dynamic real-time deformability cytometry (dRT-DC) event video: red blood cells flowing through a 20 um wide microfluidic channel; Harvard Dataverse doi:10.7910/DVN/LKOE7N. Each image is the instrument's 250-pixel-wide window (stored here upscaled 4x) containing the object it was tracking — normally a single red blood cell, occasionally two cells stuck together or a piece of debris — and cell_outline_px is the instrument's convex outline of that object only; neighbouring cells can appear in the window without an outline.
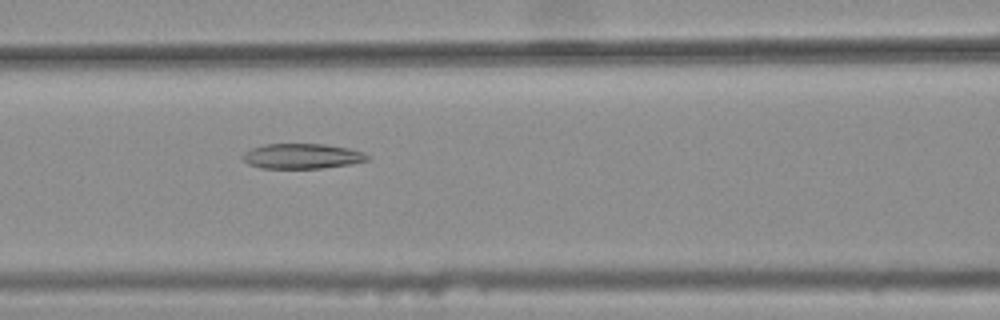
{"species": "common noctule bat (a hibernating species)", "species_latin": "Nyctalus noctula", "temperature_condition": "warm", "stored_images_in_passage": 34, "camera_frame_rate_fps": 3000, "um_per_image_px": 0.085, "animal": {"sex": "female", "body_mass_g": 25.1}, "frame": {"image": 1, "passage_image": 9, "time_ms": 2.667, "image_size_px": [1000, 320], "cell_outline_px": [[368, 160], [352, 164], [320, 168], [260, 168], [248, 164], [240, 156], [244, 152], [252, 148], [264, 144], [324, 144], [348, 148], [364, 152], [368, 156]], "centroid_in_image_um": [25.65, 13.27], "position_along_channel_um": 141.0, "area_um2": 18.26}}
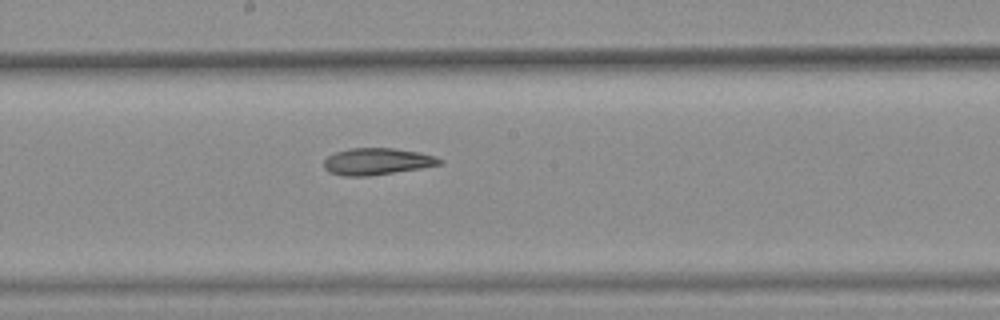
{"frame": {"image": 2, "passage_image": 15, "time_ms": 4.667, "image_size_px": [1000, 320], "cell_outline_px": [[444, 164], [420, 168], [368, 176], [344, 176], [328, 172], [324, 168], [324, 160], [328, 156], [336, 152], [348, 148], [392, 148], [420, 152], [436, 156], [444, 160]], "centroid_in_image_um": [32.07, 13.72], "position_along_channel_um": 216.1, "area_um2": 18.15}}
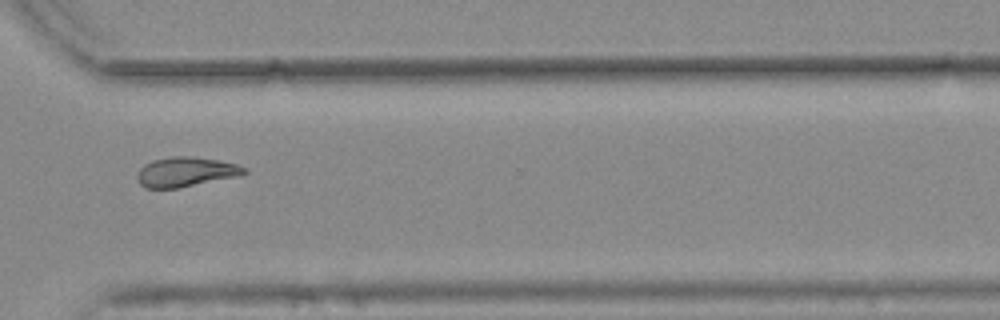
{"frame": {"image": 3, "passage_image": 26, "time_ms": 8.333, "image_size_px": [1000, 320], "cell_outline_px": [[248, 172], [240, 176], [180, 188], [144, 188], [136, 180], [136, 176], [140, 168], [144, 164], [152, 160], [172, 156], [188, 156], [216, 160], [236, 164], [248, 168]], "centroid_in_image_um": [15.78, 14.62], "position_along_channel_um": 354.8, "area_um2": 18.73}, "authors_computed_cell_mechanics": {"area_um2": 18.5538, "velocity_mm_per_s": 3.7678, "shape_relaxation_time_tau1_ms": null, "shape_relaxation_time_tau2_ms": 4.2813, "deformation_change_tau1": null, "deformation_change_tau2": 0.1205}}